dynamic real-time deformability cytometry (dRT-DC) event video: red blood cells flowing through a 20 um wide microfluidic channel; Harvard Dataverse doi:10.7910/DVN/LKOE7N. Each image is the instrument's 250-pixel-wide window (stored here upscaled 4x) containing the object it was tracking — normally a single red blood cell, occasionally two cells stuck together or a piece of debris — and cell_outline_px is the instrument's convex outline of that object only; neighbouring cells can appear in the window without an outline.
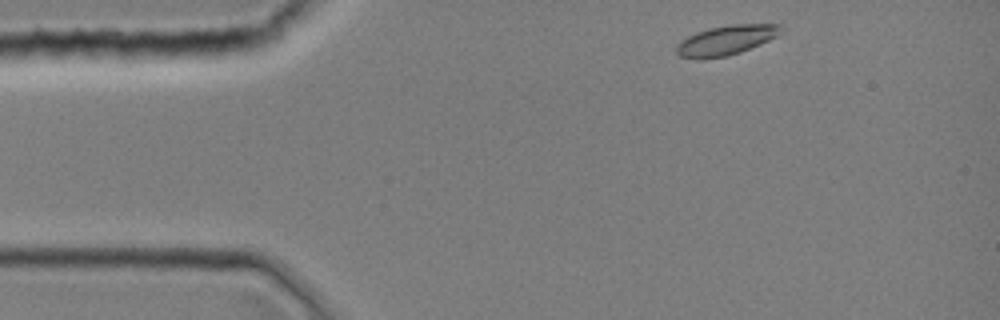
{"species": "common noctule bat (a hibernating species)", "species_latin": "Nyctalus noctula", "temperature_condition": "room temperature", "stored_images_in_passage": 7, "camera_frame_rate_fps": 3000, "um_per_image_px": 0.085, "animal": {"sex": "female", "body_mass_g": 19.0, "forearm_length_mm": 51.5}, "frame": {"image": 1, "passage_image": 1, "time_ms": 0.0, "image_size_px": [1000, 320], "cell_outline_px": [[780, 24], [776, 36], [760, 44], [740, 52], [728, 56], [700, 60], [696, 60], [680, 56], [676, 52], [676, 44], [680, 40], [696, 32], [708, 28], [728, 24]], "centroid_in_image_um": [61.61, 3.44], "position_along_channel_um": 23.4, "area_um2": 18.09}}
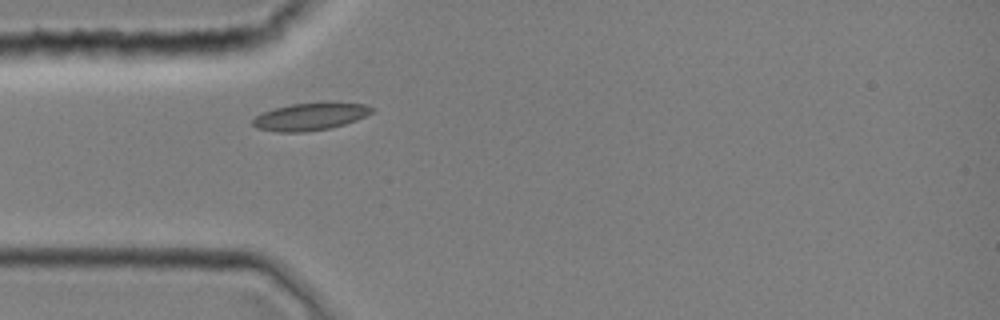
{"frame": {"image": 2, "passage_image": 7, "time_ms": 2.0, "image_size_px": [1000, 320], "cell_outline_px": [[372, 112], [356, 120], [344, 124], [328, 128], [304, 132], [276, 132], [256, 128], [252, 124], [252, 120], [256, 116], [264, 112], [276, 108], [292, 104], [328, 100], [364, 104], [372, 108]], "centroid_in_image_um": [26.37, 9.88], "position_along_channel_um": 58.6, "area_um2": 19.25}}